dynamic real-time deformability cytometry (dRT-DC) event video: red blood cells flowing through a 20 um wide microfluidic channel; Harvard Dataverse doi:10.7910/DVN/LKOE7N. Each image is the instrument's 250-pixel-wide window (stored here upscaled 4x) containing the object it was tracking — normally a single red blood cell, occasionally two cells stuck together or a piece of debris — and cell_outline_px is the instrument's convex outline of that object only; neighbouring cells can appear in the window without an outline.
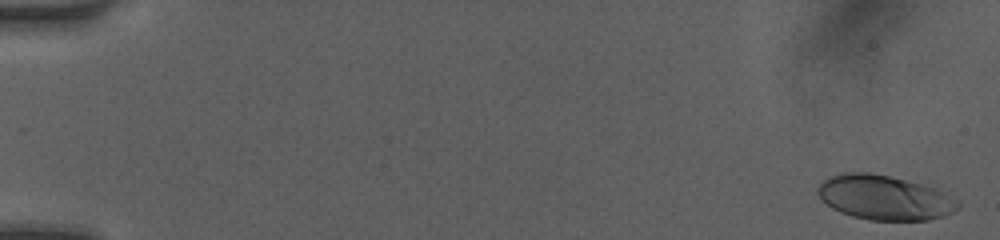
{"species": "human", "species_latin": "Homo sapiens", "temperature_condition": "room temperature", "stored_images_in_passage": 32, "camera_frame_rate_fps": 3000, "um_per_image_px": 0.085, "donor": {"sex": "female"}, "frame": {"image": 1, "passage_image": 2, "time_ms": 0.333, "image_size_px": [1000, 240], "cell_outline_px": [[960, 208], [944, 216], [928, 220], [868, 220], [852, 216], [840, 212], [832, 208], [816, 192], [816, 188], [824, 180], [832, 176], [844, 172], [868, 172], [932, 180], [940, 184], [960, 204]], "centroid_in_image_um": [75.35, 16.73], "position_along_channel_um": 9.6, "area_um2": 38.32}}
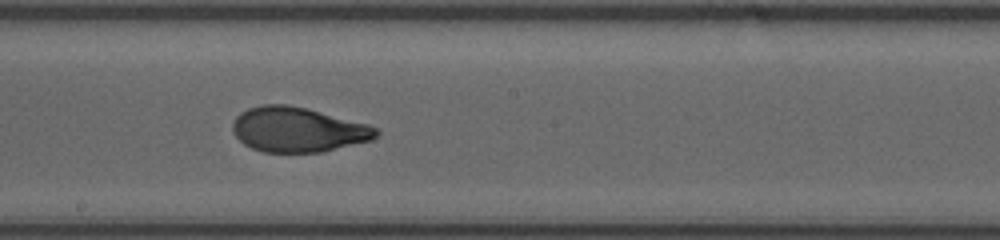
{"frame": {"image": 2, "passage_image": 18, "time_ms": 9.667, "image_size_px": [1000, 240], "cell_outline_px": [[380, 132], [372, 140], [320, 152], [264, 152], [252, 148], [244, 144], [236, 136], [232, 128], [232, 124], [236, 116], [240, 112], [248, 108], [260, 104], [288, 104], [308, 108], [368, 124], [376, 128]], "centroid_in_image_um": [25.3, 11.0], "position_along_channel_um": 222.9, "area_um2": 37.57}}
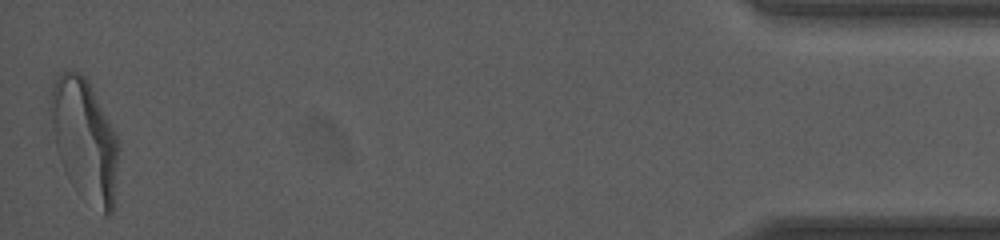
{"frame": {"image": 3, "passage_image": 32, "time_ms": 16.667, "image_size_px": [1000, 240], "cell_outline_px": [[120, 144], [112, 212], [108, 216], [104, 216], [56, 148], [48, 108], [48, 100], [52, 84], [64, 72], [80, 72], [88, 80], [116, 132], [120, 140]], "centroid_in_image_um": [7.24, 11.66], "position_along_channel_um": 428.0, "area_um2": 45.72}, "authors_computed_cell_mechanics": {"area_um2": 37.5122, "velocity_mm_per_s": 4.0945, "shape_relaxation_time_tau1_ms": 5.1247, "shape_relaxation_time_tau2_ms": 0.7979, "deformation_change_tau1": 0.2146, "deformation_change_tau2": 0.0682}}